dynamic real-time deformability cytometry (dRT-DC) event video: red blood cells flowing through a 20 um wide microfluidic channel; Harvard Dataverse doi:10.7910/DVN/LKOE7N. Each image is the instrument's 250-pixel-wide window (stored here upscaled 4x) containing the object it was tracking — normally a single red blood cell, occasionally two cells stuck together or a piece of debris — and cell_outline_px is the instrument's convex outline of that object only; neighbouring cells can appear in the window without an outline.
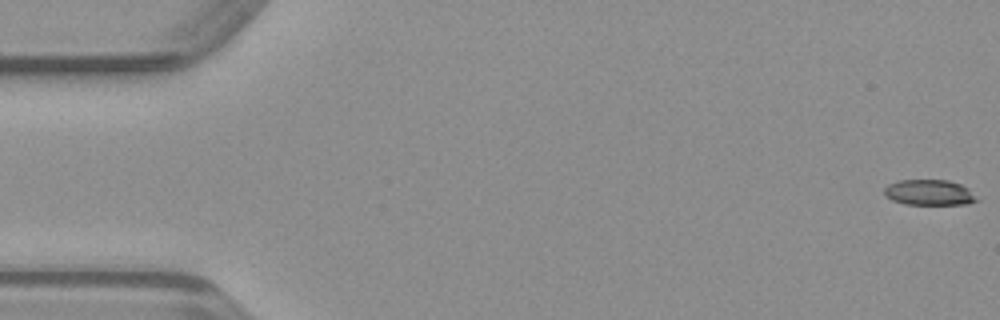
{"species": "common noctule bat (a hibernating species)", "species_latin": "Nyctalus noctula", "temperature_condition": "warm", "stored_images_in_passage": 50, "camera_frame_rate_fps": 3000, "um_per_image_px": 0.085, "animal": {"sex": "male", "body_mass_g": 23.1, "forearm_length_mm": 52.7}, "frame": {"image": 1, "passage_image": 1, "time_ms": 0.0, "image_size_px": [1000, 320], "cell_outline_px": [[980, 200], [968, 204], [904, 204], [892, 200], [884, 196], [884, 188], [888, 184], [900, 180], [948, 180], [960, 184], [968, 188]], "centroid_in_image_um": [78.98, 16.36], "position_along_channel_um": 6.0, "area_um2": 13.87}}
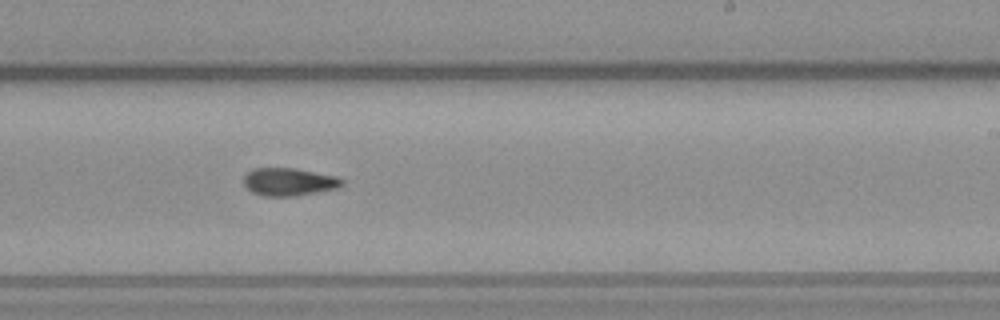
{"frame": {"image": 2, "passage_image": 30, "time_ms": 9.667, "image_size_px": [1000, 320], "cell_outline_px": [[344, 184], [336, 188], [296, 196], [264, 196], [252, 192], [244, 184], [244, 176], [248, 172], [256, 168], [296, 168], [336, 176], [344, 180]], "centroid_in_image_um": [24.57, 15.45], "position_along_channel_um": 264.4, "area_um2": 15.84}}
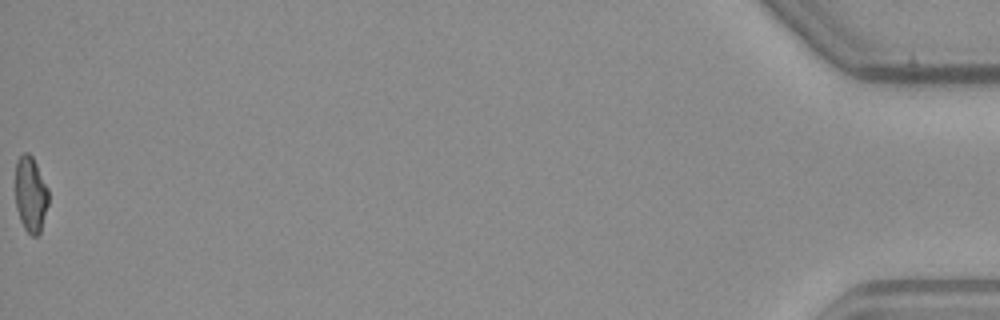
{"frame": {"image": 3, "passage_image": 50, "time_ms": 16.333, "image_size_px": [1000, 320], "cell_outline_px": [[48, 204], [40, 232], [36, 236], [32, 236], [24, 228], [20, 220], [16, 208], [16, 160], [24, 152], [28, 152], [32, 156], [48, 188]], "centroid_in_image_um": [2.6, 16.52], "position_along_channel_um": 432.6, "area_um2": 14.51}}